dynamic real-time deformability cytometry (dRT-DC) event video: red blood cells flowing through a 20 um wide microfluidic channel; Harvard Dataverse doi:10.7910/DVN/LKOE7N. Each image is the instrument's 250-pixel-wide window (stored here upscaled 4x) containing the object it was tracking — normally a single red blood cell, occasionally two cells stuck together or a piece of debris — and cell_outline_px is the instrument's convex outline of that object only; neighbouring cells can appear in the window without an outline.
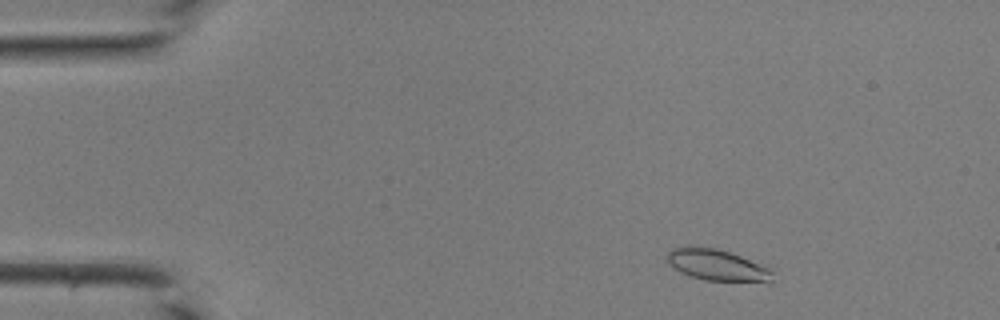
{"species": "common noctule bat (a hibernating species)", "species_latin": "Nyctalus noctula", "temperature_condition": "room temperature", "stored_images_in_passage": 39, "camera_frame_rate_fps": 3000, "um_per_image_px": 0.085, "animal": {"sex": "male", "body_mass_g": 19.0, "forearm_length_mm": 50.8}, "frame": {"image": 1, "passage_image": 2, "time_ms": 0.333, "image_size_px": [1000, 320], "cell_outline_px": [[772, 284], [768, 284], [704, 280], [688, 276], [680, 272], [668, 264], [664, 256], [672, 248], [688, 244], [716, 248], [740, 256], [768, 268], [772, 272]], "centroid_in_image_um": [60.91, 22.55], "position_along_channel_um": 24.1, "area_um2": 20.06}}
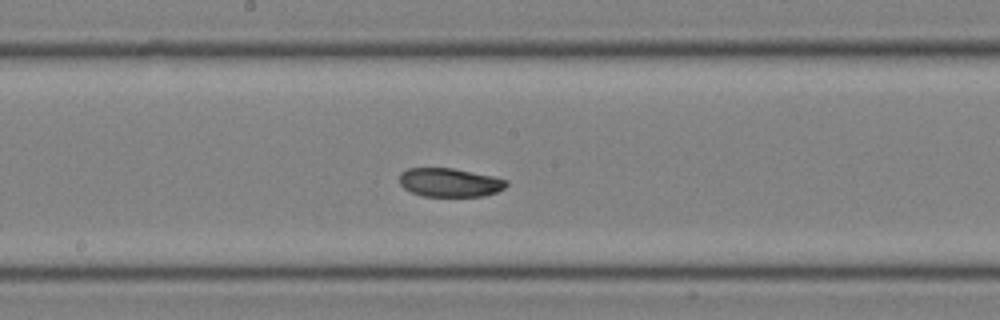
{"frame": {"image": 2, "passage_image": 19, "time_ms": 6.0, "image_size_px": [1000, 320], "cell_outline_px": [[508, 184], [504, 188], [496, 192], [484, 196], [424, 196], [412, 192], [404, 188], [400, 184], [400, 172], [408, 168], [452, 168], [492, 176], [508, 180]], "centroid_in_image_um": [38.23, 15.51], "position_along_channel_um": 210.0, "area_um2": 17.8}}
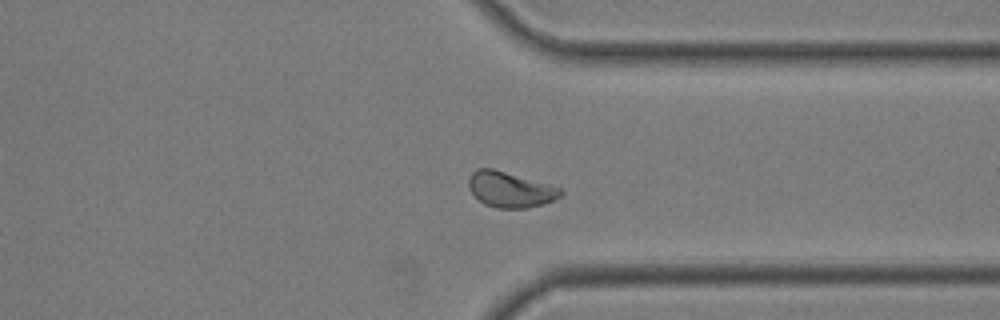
{"frame": {"image": 3, "passage_image": 29, "time_ms": 9.333, "image_size_px": [1000, 320], "cell_outline_px": [[564, 192], [556, 200], [544, 204], [528, 208], [496, 208], [484, 204], [468, 188], [468, 180], [472, 172], [476, 168], [492, 168], [560, 188]], "centroid_in_image_um": [43.36, 16.12], "position_along_channel_um": 368.0, "area_um2": 18.9}}